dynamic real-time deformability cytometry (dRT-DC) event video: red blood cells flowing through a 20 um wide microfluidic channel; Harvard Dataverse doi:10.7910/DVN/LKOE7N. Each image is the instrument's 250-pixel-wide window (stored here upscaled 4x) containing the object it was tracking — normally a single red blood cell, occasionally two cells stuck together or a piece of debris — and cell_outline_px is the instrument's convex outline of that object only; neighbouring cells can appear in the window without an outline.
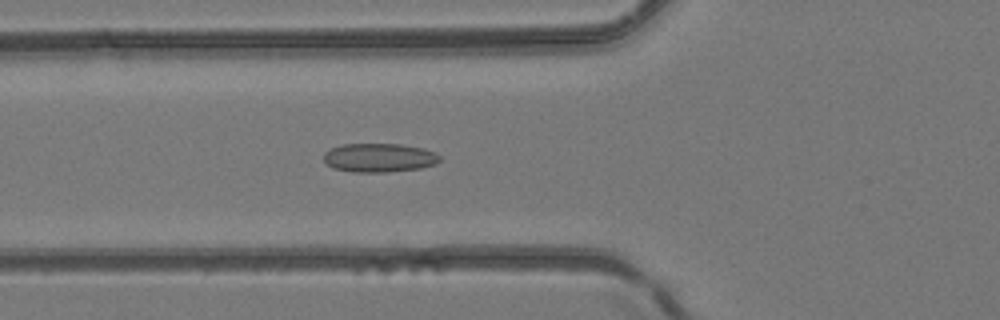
{"species": "common noctule bat (a hibernating species)", "species_latin": "Nyctalus noctula", "temperature_condition": "room temperature", "stored_images_in_passage": 47, "camera_frame_rate_fps": 3000, "um_per_image_px": 0.085, "animal": {"sex": "female", "body_mass_g": 24.6, "forearm_length_mm": 56.2}, "frame": {"image": 1, "passage_image": 18, "time_ms": 5.667, "image_size_px": [1000, 320], "cell_outline_px": [[440, 160], [436, 164], [420, 168], [388, 172], [352, 172], [332, 168], [324, 160], [324, 152], [328, 148], [340, 144], [400, 144], [424, 148], [440, 156]], "centroid_in_image_um": [32.19, 13.4], "position_along_channel_um": 93.6, "area_um2": 19.65}}
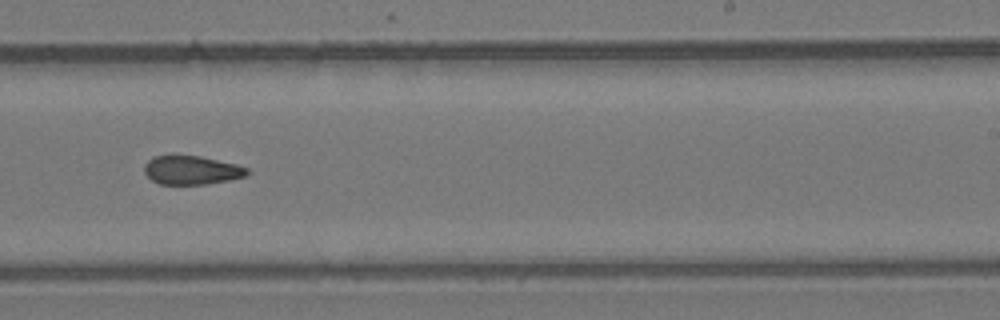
{"frame": {"image": 2, "passage_image": 30, "time_ms": 9.667, "image_size_px": [1000, 320], "cell_outline_px": [[252, 172], [248, 176], [228, 180], [204, 184], [160, 184], [152, 180], [144, 172], [144, 164], [152, 156], [200, 156], [236, 164], [248, 168]], "centroid_in_image_um": [16.31, 14.46], "position_along_channel_um": 272.7, "area_um2": 17.22}}
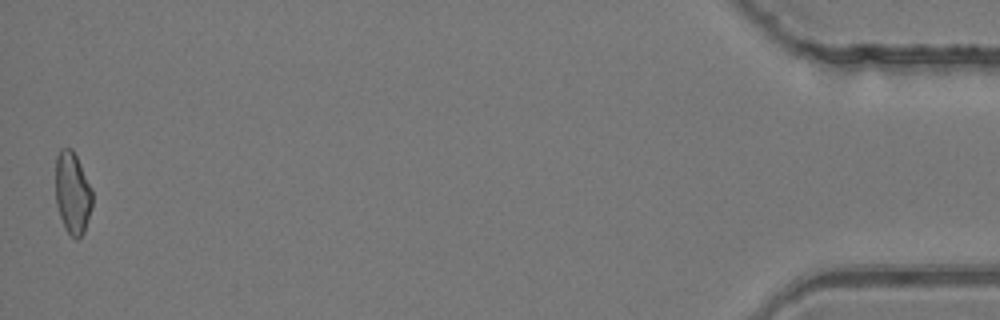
{"frame": {"image": 3, "passage_image": 47, "time_ms": 15.333, "image_size_px": [1000, 320], "cell_outline_px": [[92, 208], [84, 232], [76, 240], [64, 228], [56, 204], [56, 156], [60, 148], [72, 148], [92, 188]], "centroid_in_image_um": [6.16, 16.4], "position_along_channel_um": 429.0, "area_um2": 17.63}}